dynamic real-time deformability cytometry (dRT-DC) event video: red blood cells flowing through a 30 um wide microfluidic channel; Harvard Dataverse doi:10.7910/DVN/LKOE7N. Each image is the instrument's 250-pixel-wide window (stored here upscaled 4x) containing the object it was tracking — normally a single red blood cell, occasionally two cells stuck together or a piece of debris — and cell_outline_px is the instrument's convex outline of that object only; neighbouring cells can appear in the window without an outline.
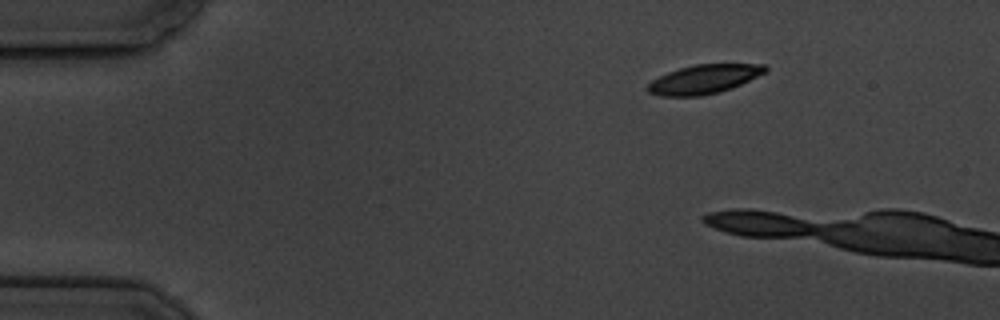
{"species": "common noctule bat (a hibernating species)", "species_latin": "Nyctalus noctula", "temperature_condition": "cold", "stored_images_in_passage": 3, "camera_frame_rate_fps": 3000, "um_per_image_px": 0.085, "animal": {"sex": "male", "body_mass_g": 19.5, "forearm_length_mm": 54.6}, "frame": {"image": 1, "passage_image": 1, "time_ms": 0.0, "image_size_px": [1000, 320], "cell_outline_px": [[768, 68], [764, 72], [732, 88], [700, 96], [660, 96], [648, 92], [648, 84], [652, 80], [668, 72], [680, 68], [696, 64], [764, 64]], "centroid_in_image_um": [59.8, 6.73], "position_along_channel_um": 25.2, "area_um2": 19.48}}